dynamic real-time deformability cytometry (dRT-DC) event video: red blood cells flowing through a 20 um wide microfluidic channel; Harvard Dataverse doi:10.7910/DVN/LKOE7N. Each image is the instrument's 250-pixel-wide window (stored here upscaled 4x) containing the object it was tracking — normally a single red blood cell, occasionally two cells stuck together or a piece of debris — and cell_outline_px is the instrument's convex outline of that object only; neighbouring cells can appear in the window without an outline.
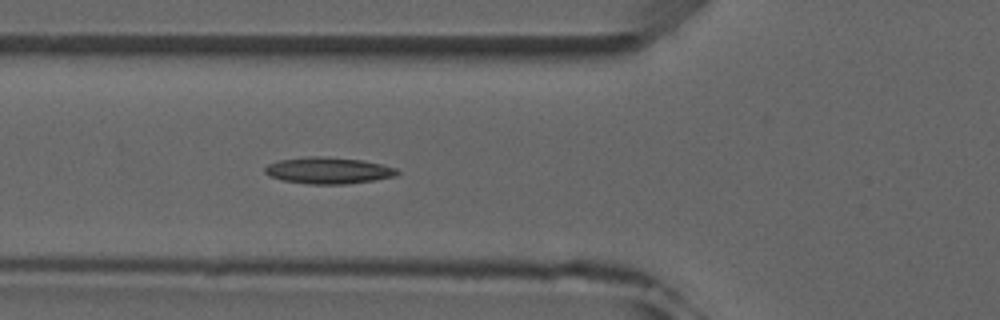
{"species": "common noctule bat (a hibernating species)", "species_latin": "Nyctalus noctula", "temperature_condition": "room temperature", "stored_images_in_passage": 6, "camera_frame_rate_fps": 3000, "um_per_image_px": 0.085, "animal": {"sex": "male", "forearm_length_mm": 52.5}, "frame": {"image": 1, "passage_image": 5, "time_ms": 5.333, "image_size_px": [1000, 320], "cell_outline_px": [[400, 172], [396, 176], [348, 184], [308, 184], [280, 180], [268, 176], [264, 172], [264, 168], [268, 164], [280, 160], [304, 156], [320, 156], [364, 160], [396, 168]], "centroid_in_image_um": [27.87, 14.49], "position_along_channel_um": 97.9, "area_um2": 20.58}}